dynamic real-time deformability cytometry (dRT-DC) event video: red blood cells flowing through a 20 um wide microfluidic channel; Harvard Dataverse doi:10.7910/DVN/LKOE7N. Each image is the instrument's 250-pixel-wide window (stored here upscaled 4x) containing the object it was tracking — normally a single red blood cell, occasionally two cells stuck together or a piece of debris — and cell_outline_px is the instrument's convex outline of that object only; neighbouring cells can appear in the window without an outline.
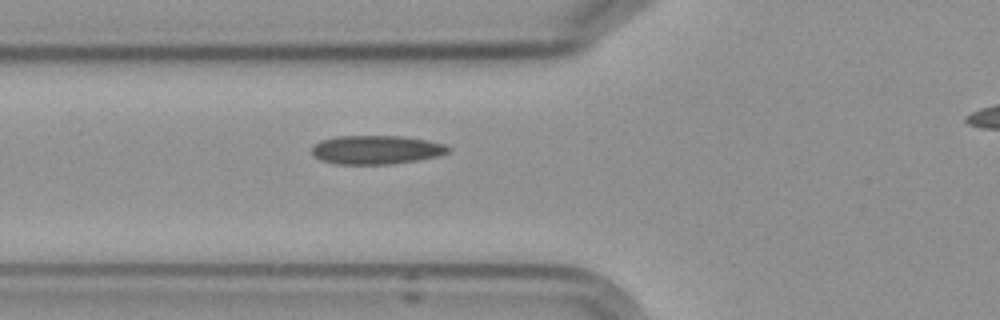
{"species": "Egyptian fruit bat (a non-hibernating species)", "species_latin": "Rousettus aegyptiacus", "temperature_condition": "cold", "stored_images_in_passage": 3, "segment_of_instrument_passage": [1, 2], "camera_frame_rate_fps": 3000, "um_per_image_px": 0.085, "frame": {"image": 1, "passage_image": 2, "time_ms": 1.0, "image_size_px": [1000, 320], "cell_outline_px": [[452, 148], [448, 152], [440, 156], [392, 164], [336, 164], [320, 160], [312, 152], [312, 148], [320, 140], [336, 136], [400, 136], [428, 140], [444, 144]], "centroid_in_image_um": [32.01, 12.73], "position_along_channel_um": 93.8, "area_um2": 22.89}}